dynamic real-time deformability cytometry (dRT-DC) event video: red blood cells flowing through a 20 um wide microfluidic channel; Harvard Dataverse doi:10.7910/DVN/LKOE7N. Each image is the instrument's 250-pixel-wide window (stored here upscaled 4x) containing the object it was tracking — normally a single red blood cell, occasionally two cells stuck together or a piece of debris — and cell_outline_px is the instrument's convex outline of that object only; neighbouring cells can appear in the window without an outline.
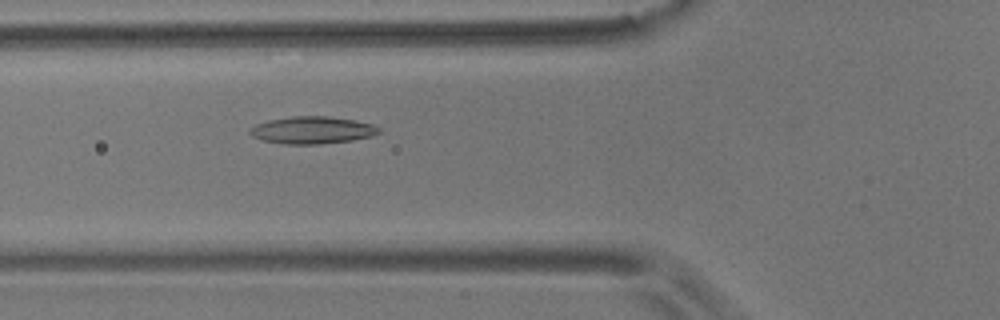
{"species": "common noctule bat (a hibernating species)", "species_latin": "Nyctalus noctula", "temperature_condition": "room temperature", "stored_images_in_passage": 4, "camera_frame_rate_fps": 3000, "um_per_image_px": 0.085, "animal": {"sex": "male", "body_mass_g": 17.9}, "frame": {"image": 1, "passage_image": 4, "time_ms": 1.0, "image_size_px": [1000, 320], "cell_outline_px": [[380, 132], [372, 136], [352, 140], [320, 144], [284, 144], [264, 140], [252, 136], [248, 132], [248, 128], [256, 124], [268, 120], [292, 116], [328, 116], [352, 120], [372, 124], [380, 128]], "centroid_in_image_um": [26.51, 11.06], "position_along_channel_um": 99.3, "area_um2": 20.46}}